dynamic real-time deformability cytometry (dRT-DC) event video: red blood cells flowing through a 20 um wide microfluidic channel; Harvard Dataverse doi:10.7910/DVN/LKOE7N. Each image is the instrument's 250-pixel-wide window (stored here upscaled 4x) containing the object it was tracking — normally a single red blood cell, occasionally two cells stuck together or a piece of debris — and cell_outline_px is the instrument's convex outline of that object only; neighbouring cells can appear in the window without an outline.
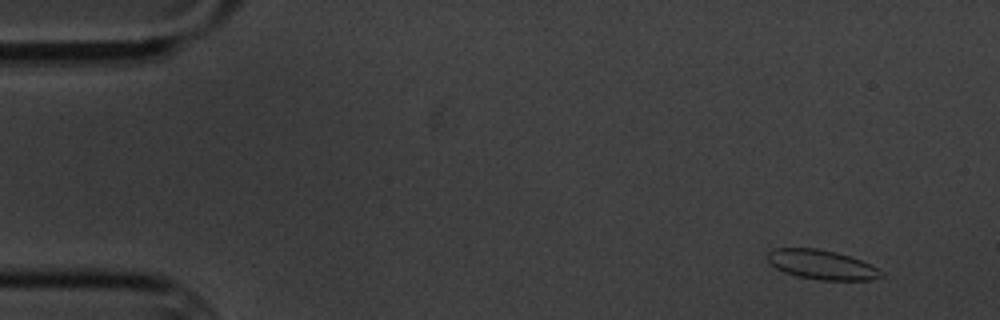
{"species": "common noctule bat (a hibernating species)", "species_latin": "Nyctalus noctula", "temperature_condition": "cold", "stored_images_in_passage": 5, "camera_frame_rate_fps": 3000, "um_per_image_px": 0.085, "animal": {"sex": "male", "body_mass_g": 20.1, "forearm_length_mm": 53.5}, "frame": {"image": 1, "passage_image": 2, "time_ms": 1.333, "image_size_px": [1000, 320], "cell_outline_px": [[884, 276], [872, 280], [820, 280], [796, 276], [784, 272], [768, 264], [768, 252], [772, 248], [816, 248], [836, 252], [860, 260], [884, 272]], "centroid_in_image_um": [69.82, 22.5], "position_along_channel_um": 15.2, "area_um2": 19.54}}